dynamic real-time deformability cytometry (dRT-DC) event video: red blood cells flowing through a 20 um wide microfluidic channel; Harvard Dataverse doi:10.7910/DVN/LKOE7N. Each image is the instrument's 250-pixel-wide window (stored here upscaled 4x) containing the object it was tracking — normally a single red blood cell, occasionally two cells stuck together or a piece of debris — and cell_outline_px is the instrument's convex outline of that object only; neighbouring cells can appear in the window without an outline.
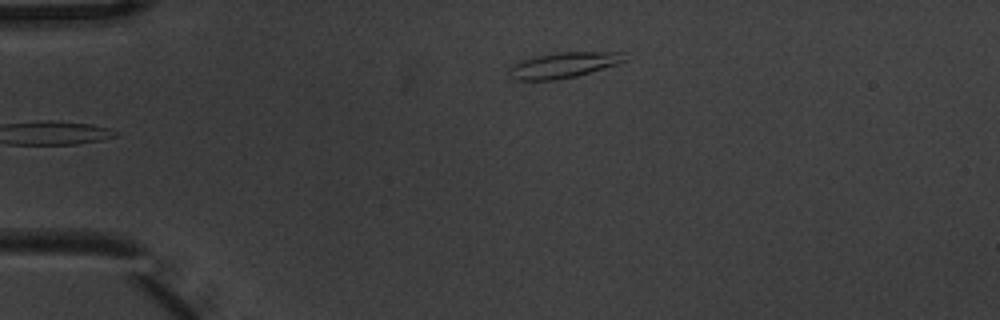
{"species": "common noctule bat (a hibernating species)", "species_latin": "Nyctalus noctula", "temperature_condition": "warm", "stored_images_in_passage": 5, "camera_frame_rate_fps": 3000, "um_per_image_px": 0.085, "animal": {"sex": "male", "body_mass_g": 20.1, "forearm_length_mm": 53.5}, "frame": {"image": 1, "passage_image": 5, "time_ms": 1.333, "image_size_px": [1000, 320], "cell_outline_px": [[628, 60], [616, 64], [576, 76], [552, 80], [512, 80], [508, 76], [508, 68], [512, 64], [520, 60], [536, 56], [560, 52], [624, 52]], "centroid_in_image_um": [47.84, 5.53], "position_along_channel_um": 37.2, "area_um2": 17.28}}